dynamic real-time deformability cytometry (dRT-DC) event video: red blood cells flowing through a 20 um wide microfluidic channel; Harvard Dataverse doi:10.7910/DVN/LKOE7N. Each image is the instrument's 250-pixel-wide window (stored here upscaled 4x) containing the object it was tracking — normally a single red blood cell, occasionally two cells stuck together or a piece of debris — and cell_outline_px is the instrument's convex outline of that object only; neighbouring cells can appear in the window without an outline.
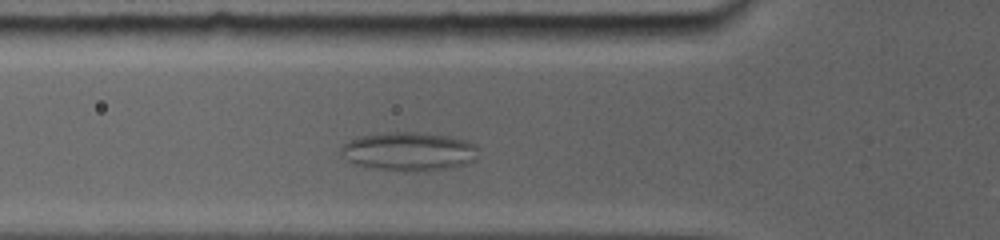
{"species": "common noctule bat (a hibernating species)", "species_latin": "Nyctalus noctula", "temperature_condition": "room temperature", "stored_images_in_passage": 19, "camera_frame_rate_fps": 5000, "um_per_image_px": 0.085, "animal": {"sex": "female", "body_mass_g": 19.0, "forearm_length_mm": 56.7}, "frame": {"image": 1, "passage_image": 6, "time_ms": 2.6, "image_size_px": [1000, 240], "cell_outline_px": [[472, 160], [468, 164], [452, 168], [424, 172], [376, 168], [356, 164], [348, 160], [344, 148], [344, 144], [352, 140], [368, 136], [440, 136], [460, 140], [472, 144]], "centroid_in_image_um": [34.78, 12.98], "position_along_channel_um": 91.0, "area_um2": 27.86}}
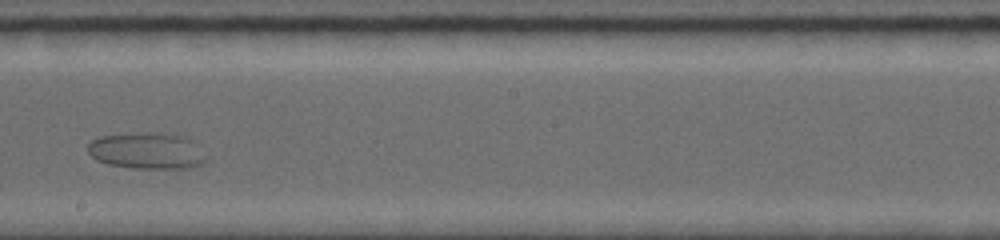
{"frame": {"image": 2, "passage_image": 14, "time_ms": 6.8, "image_size_px": [1000, 240], "cell_outline_px": [[208, 160], [192, 168], [132, 168], [108, 164], [96, 160], [88, 152], [88, 144], [92, 140], [100, 136], [176, 136], [192, 140], [208, 156]], "centroid_in_image_um": [12.52, 12.9], "position_along_channel_um": 235.7, "area_um2": 23.81}}
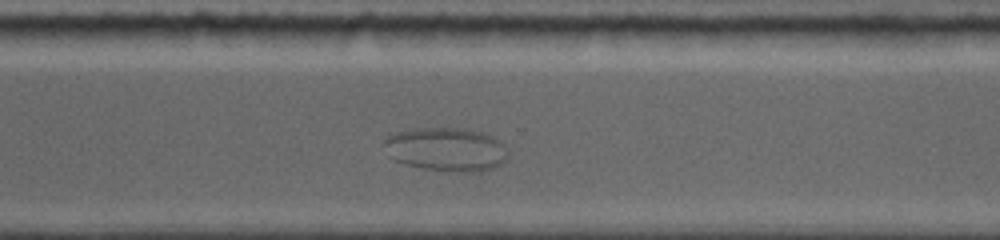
{"frame": {"image": 3, "passage_image": 19, "time_ms": 9.6, "image_size_px": [1000, 240], "cell_outline_px": [[508, 156], [500, 164], [492, 168], [480, 172], [460, 172], [424, 168], [404, 164], [392, 160], [388, 156], [384, 144], [384, 140], [388, 136], [396, 132], [412, 128], [464, 128], [480, 132], [492, 136], [500, 140]], "centroid_in_image_um": [37.89, 12.69], "position_along_channel_um": 332.7, "area_um2": 31.56}}